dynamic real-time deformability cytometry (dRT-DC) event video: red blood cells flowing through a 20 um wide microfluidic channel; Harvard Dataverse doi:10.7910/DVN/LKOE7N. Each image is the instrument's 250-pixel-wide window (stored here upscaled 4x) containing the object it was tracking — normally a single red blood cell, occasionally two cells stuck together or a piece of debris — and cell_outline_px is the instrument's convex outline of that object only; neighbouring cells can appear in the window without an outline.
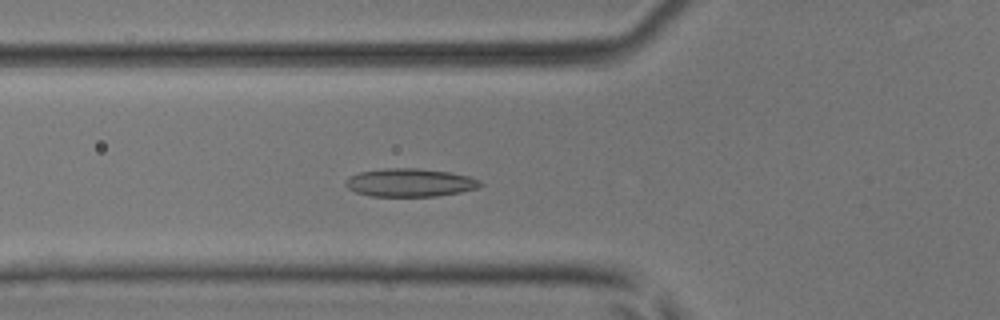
{"species": "common noctule bat (a hibernating species)", "species_latin": "Nyctalus noctula", "temperature_condition": "room temperature", "stored_images_in_passage": 51, "camera_frame_rate_fps": 3000, "um_per_image_px": 0.085, "animal": {"sex": "male", "body_mass_g": 17.9, "forearm_length_mm": 54.2}, "frame": {"image": 1, "passage_image": 19, "time_ms": 6.0, "image_size_px": [1000, 320], "cell_outline_px": [[484, 184], [476, 188], [460, 192], [436, 196], [372, 196], [356, 192], [348, 188], [344, 184], [344, 180], [348, 176], [360, 172], [384, 168], [420, 168], [448, 172], [468, 176], [480, 180]], "centroid_in_image_um": [34.81, 15.51], "position_along_channel_um": 91.0, "area_um2": 22.14}}
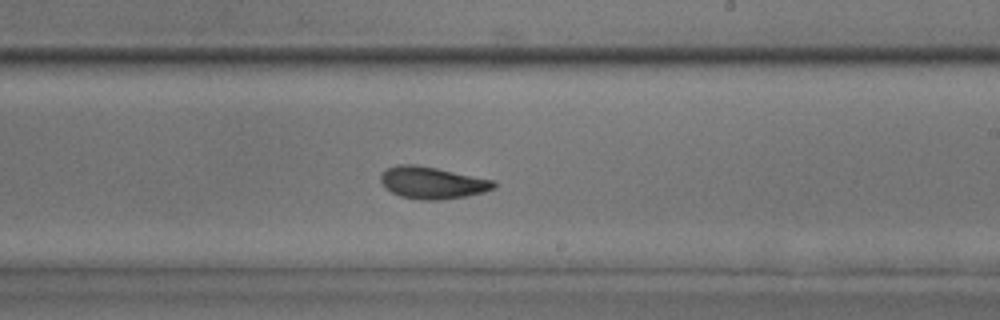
{"frame": {"image": 2, "passage_image": 31, "time_ms": 10.0, "image_size_px": [1000, 320], "cell_outline_px": [[496, 188], [484, 192], [464, 196], [440, 200], [420, 200], [400, 196], [392, 192], [380, 180], [380, 176], [388, 168], [400, 164], [412, 164], [436, 168], [496, 180]], "centroid_in_image_um": [36.8, 15.54], "position_along_channel_um": 252.2, "area_um2": 20.92}}
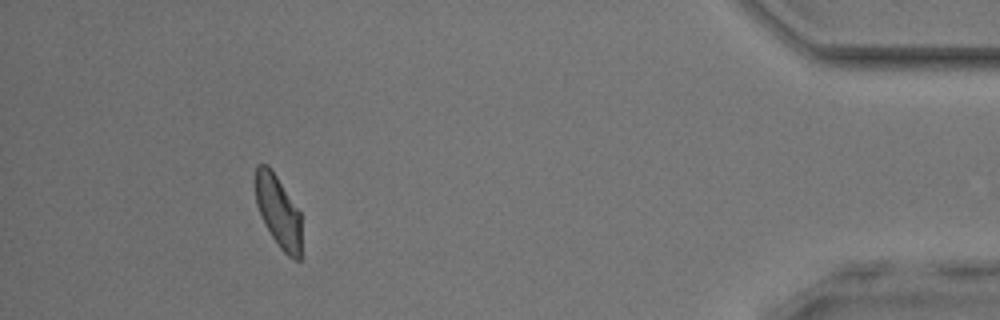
{"frame": {"image": 3, "passage_image": 47, "time_ms": 15.333, "image_size_px": [1000, 320], "cell_outline_px": [[300, 260], [292, 260], [280, 248], [264, 224], [260, 216], [256, 204], [256, 164], [268, 164], [300, 212]], "centroid_in_image_um": [23.64, 17.99], "position_along_channel_um": 411.6, "area_um2": 19.07}, "authors_computed_cell_mechanics": {"area_um2": 20.9236, "velocity_mm_per_s": 4.047, "shape_relaxation_time_tau1_ms": 6.8039, "shape_relaxation_time_tau2_ms": 1.3423, "deformation_change_tau1": 0.1717, "deformation_change_tau2": 0.0605}}